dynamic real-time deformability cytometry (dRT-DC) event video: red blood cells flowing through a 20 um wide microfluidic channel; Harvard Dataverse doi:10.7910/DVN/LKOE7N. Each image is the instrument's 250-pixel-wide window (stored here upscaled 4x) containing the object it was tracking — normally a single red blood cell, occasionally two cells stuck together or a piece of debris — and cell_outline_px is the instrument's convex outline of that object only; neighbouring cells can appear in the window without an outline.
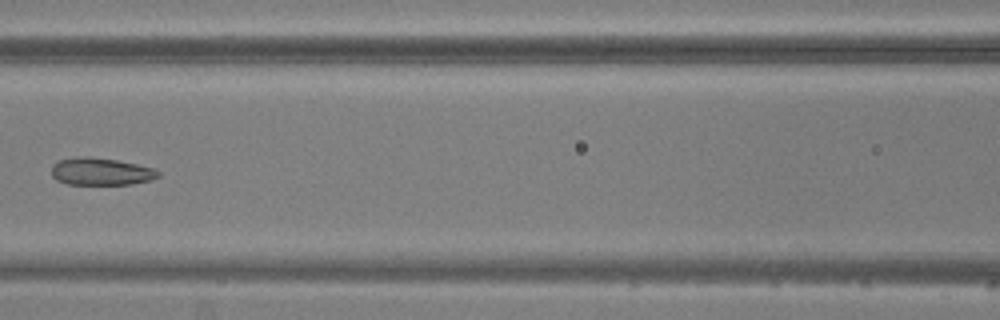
{"species": "common noctule bat (a hibernating species)", "species_latin": "Nyctalus noctula", "temperature_condition": "warm", "stored_images_in_passage": 5, "camera_frame_rate_fps": 3000, "um_per_image_px": 0.085, "animal": {"sex": "male", "body_mass_g": 20.5, "forearm_length_mm": 52.5}, "frame": {"image": 1, "passage_image": 5, "time_ms": 4.667, "image_size_px": [1000, 320], "cell_outline_px": [[160, 176], [152, 180], [132, 184], [68, 184], [56, 180], [52, 176], [52, 164], [60, 160], [80, 156], [88, 156], [116, 160], [136, 164], [152, 168], [160, 172]], "centroid_in_image_um": [8.58, 14.58], "position_along_channel_um": 158.0, "area_um2": 16.99}}